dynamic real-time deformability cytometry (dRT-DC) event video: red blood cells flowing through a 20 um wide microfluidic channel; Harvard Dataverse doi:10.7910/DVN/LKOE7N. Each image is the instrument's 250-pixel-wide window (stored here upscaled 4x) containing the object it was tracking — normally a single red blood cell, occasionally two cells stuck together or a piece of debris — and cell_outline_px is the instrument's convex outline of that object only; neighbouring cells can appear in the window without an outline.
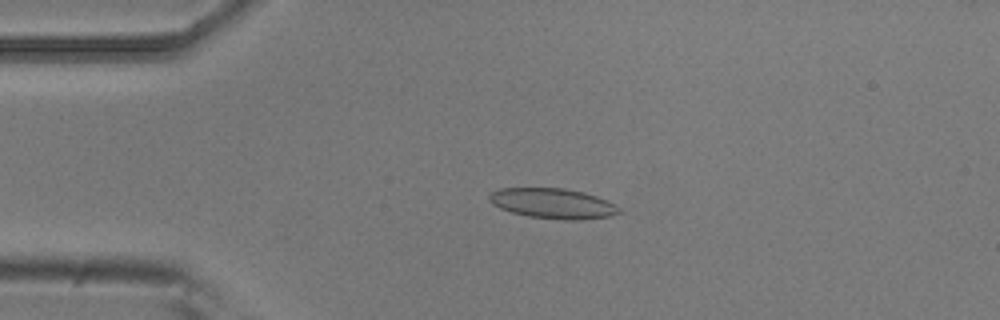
{"species": "common noctule bat (a hibernating species)", "species_latin": "Nyctalus noctula", "temperature_condition": "room temperature", "stored_images_in_passage": 5, "camera_frame_rate_fps": 3000, "um_per_image_px": 0.085, "animal": {"sex": "male", "body_mass_g": 20.5, "forearm_length_mm": 52.5}, "frame": {"image": 1, "passage_image": 4, "time_ms": 1.0, "image_size_px": [1000, 320], "cell_outline_px": [[624, 212], [612, 216], [580, 220], [564, 220], [528, 216], [512, 212], [500, 208], [492, 204], [488, 200], [488, 196], [492, 192], [500, 188], [564, 188], [584, 192], [608, 200], [616, 204]], "centroid_in_image_um": [47.04, 17.3], "position_along_channel_um": 38.0, "area_um2": 23.12}}